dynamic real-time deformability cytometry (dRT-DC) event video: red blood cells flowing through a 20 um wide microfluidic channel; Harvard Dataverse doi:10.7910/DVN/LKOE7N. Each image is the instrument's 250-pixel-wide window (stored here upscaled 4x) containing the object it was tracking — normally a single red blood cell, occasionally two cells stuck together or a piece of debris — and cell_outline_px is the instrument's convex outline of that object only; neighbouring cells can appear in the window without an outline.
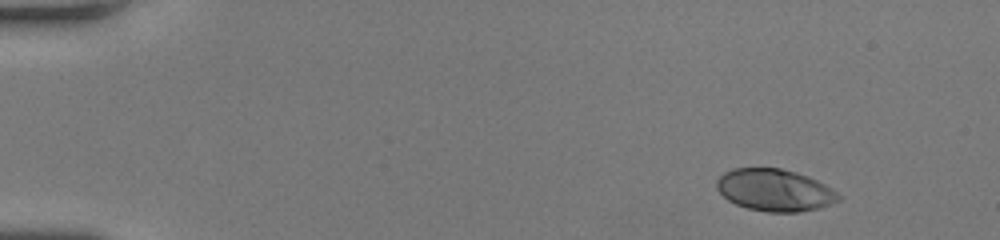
{"species": "human", "species_latin": "Homo sapiens", "temperature_condition": "room temperature", "stored_images_in_passage": 46, "camera_frame_rate_fps": 3000, "um_per_image_px": 0.085, "donor": {"sex": "female"}, "frame": {"image": 1, "passage_image": 1, "time_ms": 0.0, "image_size_px": [1000, 240], "cell_outline_px": [[840, 200], [820, 208], [796, 212], [768, 212], [748, 208], [736, 204], [728, 200], [716, 188], [716, 180], [724, 172], [732, 168], [780, 168], [796, 172], [808, 176], [832, 188], [840, 196]], "centroid_in_image_um": [65.84, 16.15], "position_along_channel_um": 19.2, "area_um2": 29.82}}
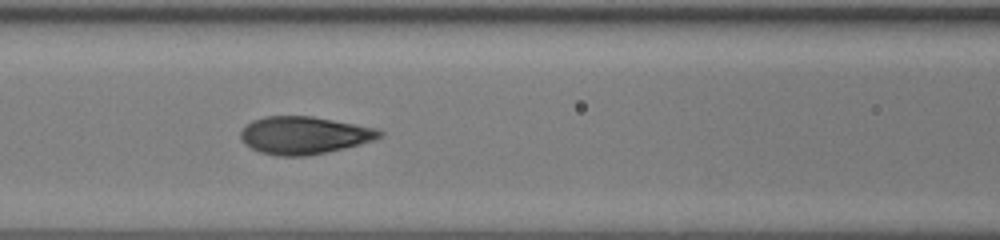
{"frame": {"image": 2, "passage_image": 19, "time_ms": 6.0, "image_size_px": [1000, 240], "cell_outline_px": [[384, 136], [376, 140], [344, 148], [304, 156], [276, 156], [260, 152], [244, 144], [240, 140], [240, 132], [252, 120], [264, 116], [312, 116], [356, 124], [376, 128], [384, 132]], "centroid_in_image_um": [25.86, 11.49], "position_along_channel_um": 140.7, "area_um2": 30.52}}
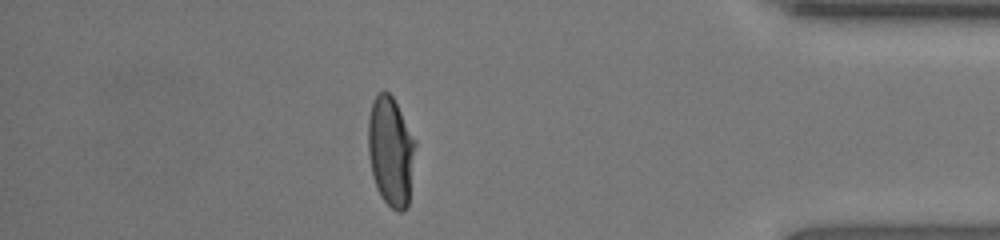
{"frame": {"image": 3, "passage_image": 40, "time_ms": 13.0, "image_size_px": [1000, 240], "cell_outline_px": [[416, 144], [408, 208], [400, 212], [396, 212], [380, 196], [376, 188], [372, 176], [368, 152], [368, 120], [372, 100], [376, 92], [384, 88], [392, 96], [416, 140]], "centroid_in_image_um": [33.2, 12.84], "position_along_channel_um": 402.0, "area_um2": 30.63}, "authors_computed_cell_mechanics": {"area_um2": 30.2005, "velocity_mm_per_s": 4.1986, "shape_relaxation_time_tau1_ms": 3.5644, "shape_relaxation_time_tau2_ms": null, "deformation_change_tau1": 0.2156, "deformation_change_tau2": null}}